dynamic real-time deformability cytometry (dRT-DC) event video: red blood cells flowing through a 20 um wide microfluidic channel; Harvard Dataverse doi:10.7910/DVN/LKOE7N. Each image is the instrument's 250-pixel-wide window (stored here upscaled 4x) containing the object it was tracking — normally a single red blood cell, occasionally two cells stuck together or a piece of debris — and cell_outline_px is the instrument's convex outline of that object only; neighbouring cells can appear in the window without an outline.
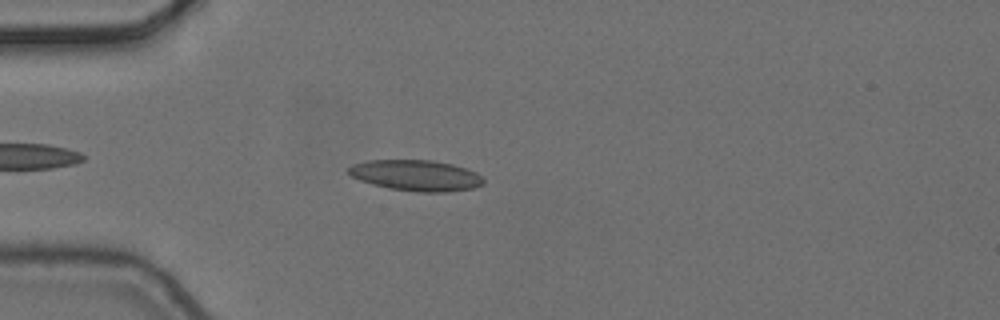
{"species": "common noctule bat (a hibernating species)", "species_latin": "Nyctalus noctula", "temperature_condition": "cold", "stored_images_in_passage": 5, "camera_frame_rate_fps": 3000, "um_per_image_px": 0.085, "animal": {"sex": "female", "body_mass_g": 24.6, "forearm_length_mm": 56.2}, "frame": {"image": 1, "passage_image": 4, "time_ms": 1.0, "image_size_px": [1000, 320], "cell_outline_px": [[484, 184], [472, 188], [444, 192], [416, 192], [388, 188], [372, 184], [360, 180], [352, 176], [348, 172], [348, 168], [352, 164], [368, 160], [432, 160], [452, 164], [476, 172], [484, 180]], "centroid_in_image_um": [35.35, 14.91], "position_along_channel_um": 49.7, "area_um2": 24.22}}